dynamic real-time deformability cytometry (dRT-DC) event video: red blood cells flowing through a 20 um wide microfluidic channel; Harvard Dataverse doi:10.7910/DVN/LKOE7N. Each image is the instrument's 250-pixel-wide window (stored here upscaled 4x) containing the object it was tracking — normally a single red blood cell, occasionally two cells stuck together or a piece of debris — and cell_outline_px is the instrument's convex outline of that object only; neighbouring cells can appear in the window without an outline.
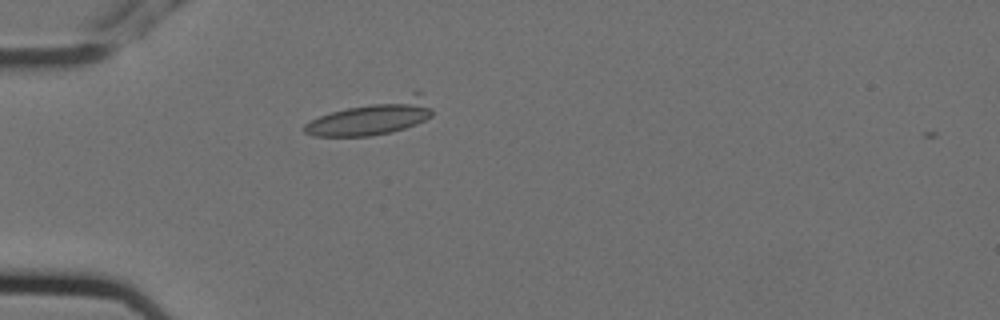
{"species": "Egyptian fruit bat (a non-hibernating species)", "species_latin": "Rousettus aegyptiacus", "temperature_condition": "cold", "stored_images_in_passage": 4, "camera_frame_rate_fps": 3000, "um_per_image_px": 0.085, "animal": {"sex": "female"}, "frame": {"image": 1, "passage_image": 3, "time_ms": 0.667, "image_size_px": [1000, 320], "cell_outline_px": [[432, 116], [416, 124], [392, 132], [372, 136], [312, 136], [304, 132], [300, 128], [304, 124], [320, 116], [332, 112], [420, 88], [432, 108]], "centroid_in_image_um": [31.73, 9.93], "position_along_channel_um": 53.3, "area_um2": 26.41}}